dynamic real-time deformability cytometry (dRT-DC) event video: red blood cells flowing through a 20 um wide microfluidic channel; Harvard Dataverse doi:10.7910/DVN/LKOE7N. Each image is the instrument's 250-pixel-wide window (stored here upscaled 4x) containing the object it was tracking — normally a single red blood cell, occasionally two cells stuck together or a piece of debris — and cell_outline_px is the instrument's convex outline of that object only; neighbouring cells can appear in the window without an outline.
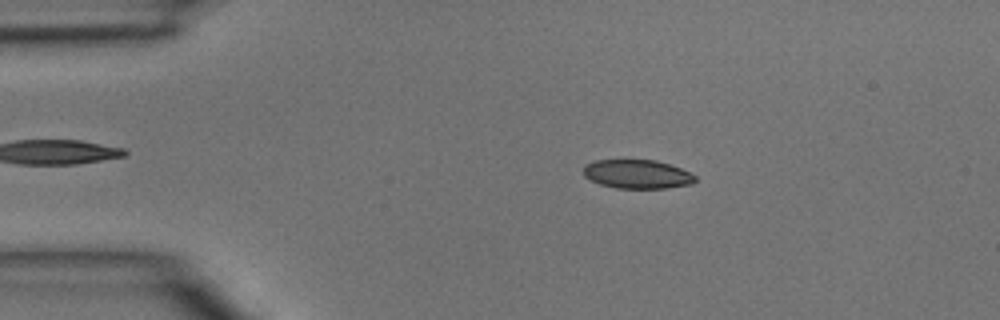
{"species": "common noctule bat (a hibernating species)", "species_latin": "Nyctalus noctula", "temperature_condition": "room temperature", "stored_images_in_passage": 45, "camera_frame_rate_fps": 3000, "um_per_image_px": 0.085, "animal": {"sex": "male", "body_mass_g": 15.6}, "frame": {"image": 1, "passage_image": 8, "time_ms": 2.333, "image_size_px": [1000, 320], "cell_outline_px": [[696, 180], [692, 184], [664, 188], [616, 188], [600, 184], [584, 176], [584, 164], [596, 160], [656, 160], [680, 168], [696, 176]], "centroid_in_image_um": [54.15, 14.8], "position_along_channel_um": 30.8, "area_um2": 18.67}}
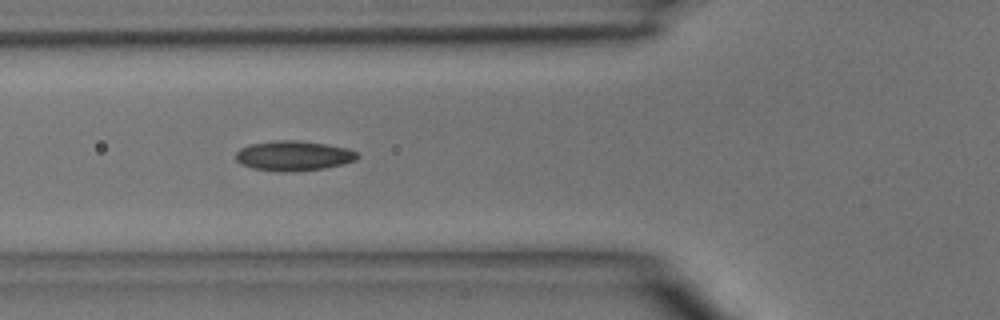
{"frame": {"image": 2, "passage_image": 16, "time_ms": 5.0, "image_size_px": [1000, 320], "cell_outline_px": [[360, 156], [356, 160], [324, 168], [288, 172], [280, 172], [252, 168], [240, 164], [236, 160], [236, 152], [240, 148], [248, 144], [276, 140], [296, 140], [328, 144], [348, 148], [356, 152]], "centroid_in_image_um": [24.92, 13.23], "position_along_channel_um": 100.9, "area_um2": 21.33}}
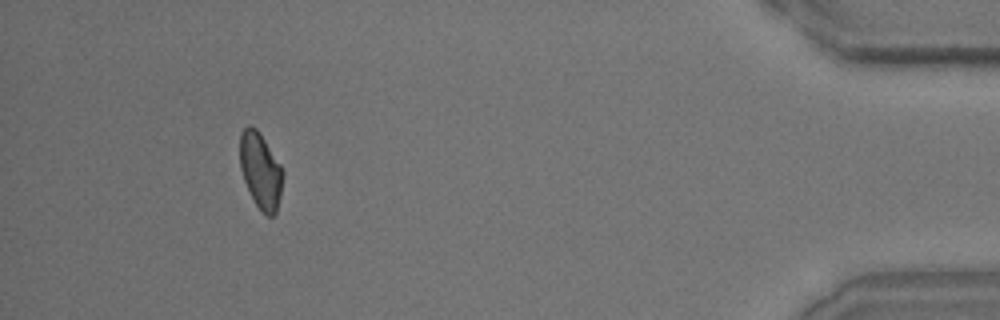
{"frame": {"image": 3, "passage_image": 42, "time_ms": 13.667, "image_size_px": [1000, 320], "cell_outline_px": [[284, 176], [280, 196], [276, 212], [272, 216], [268, 216], [256, 204], [244, 180], [240, 168], [240, 132], [248, 124], [252, 124], [260, 132], [280, 164], [284, 172]], "centroid_in_image_um": [22.15, 14.45], "position_along_channel_um": 413.1, "area_um2": 18.96}}